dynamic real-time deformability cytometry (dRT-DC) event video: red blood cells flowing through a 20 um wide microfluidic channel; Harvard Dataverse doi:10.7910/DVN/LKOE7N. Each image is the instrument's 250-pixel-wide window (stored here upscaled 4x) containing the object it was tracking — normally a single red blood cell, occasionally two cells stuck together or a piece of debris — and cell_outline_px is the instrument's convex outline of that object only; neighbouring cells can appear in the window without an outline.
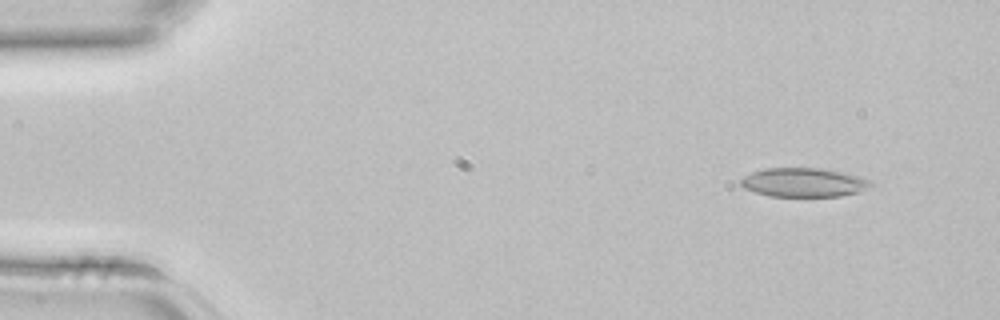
{"species": "common noctule bat (a hibernating species)", "species_latin": "Nyctalus noctula", "temperature_condition": "room temperature", "stored_images_in_passage": 3, "camera_frame_rate_fps": 3000, "um_per_image_px": 0.085, "animal": {"sex": "female", "body_mass_g": 22.7, "forearm_length_mm": 54.2}, "frame": {"image": 1, "passage_image": 1, "time_ms": 0.0, "image_size_px": [1000, 320], "cell_outline_px": [[872, 184], [860, 192], [840, 196], [768, 196], [744, 188], [740, 184], [740, 180], [744, 176], [752, 172], [764, 168], [820, 168], [840, 172], [856, 176], [868, 180]], "centroid_in_image_um": [68.26, 15.51], "position_along_channel_um": 16.7, "area_um2": 21.68}}
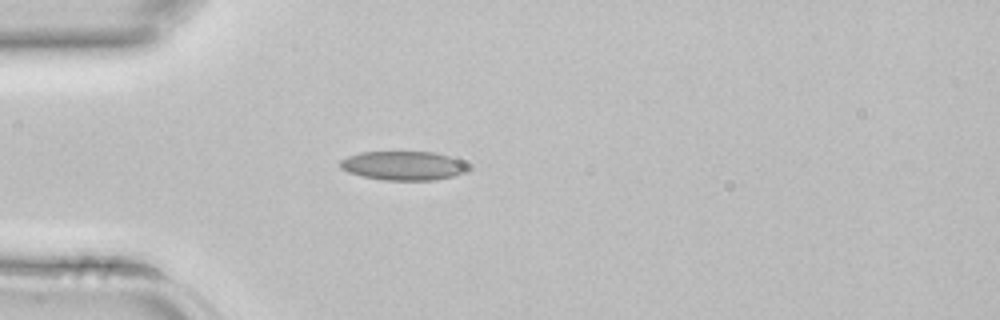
{"frame": {"image": 2, "passage_image": 3, "time_ms": 0.667, "image_size_px": [1000, 320], "cell_outline_px": [[468, 168], [464, 172], [456, 176], [436, 180], [384, 180], [364, 176], [348, 172], [340, 168], [340, 160], [348, 156], [360, 152], [432, 152], [448, 156], [460, 160]], "centroid_in_image_um": [34.26, 14.08], "position_along_channel_um": 50.7, "area_um2": 21.44}}